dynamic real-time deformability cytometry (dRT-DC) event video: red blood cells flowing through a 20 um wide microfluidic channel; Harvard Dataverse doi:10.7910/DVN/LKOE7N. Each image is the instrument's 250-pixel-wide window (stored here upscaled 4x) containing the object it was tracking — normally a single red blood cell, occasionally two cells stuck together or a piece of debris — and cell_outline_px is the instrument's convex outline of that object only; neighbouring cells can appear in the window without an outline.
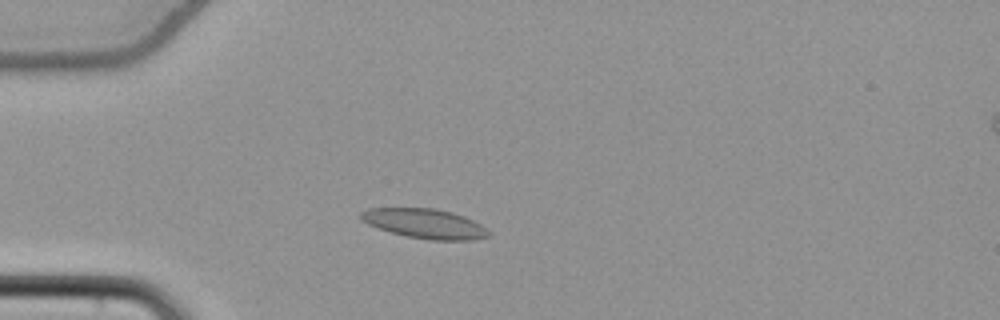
{"species": "common noctule bat (a hibernating species)", "species_latin": "Nyctalus noctula", "temperature_condition": "cold", "stored_images_in_passage": 51, "camera_frame_rate_fps": 3000, "um_per_image_px": 0.085, "animal": {"sex": "female", "body_mass_g": 22.7, "forearm_length_mm": 54.2}, "frame": {"image": 1, "passage_image": 12, "time_ms": 3.667, "image_size_px": [1000, 320], "cell_outline_px": [[488, 236], [472, 240], [432, 240], [408, 236], [392, 232], [368, 224], [360, 220], [360, 212], [368, 208], [436, 208], [452, 212], [464, 216], [480, 224], [488, 232]], "centroid_in_image_um": [36.08, 18.99], "position_along_channel_um": 48.9, "area_um2": 21.79}}
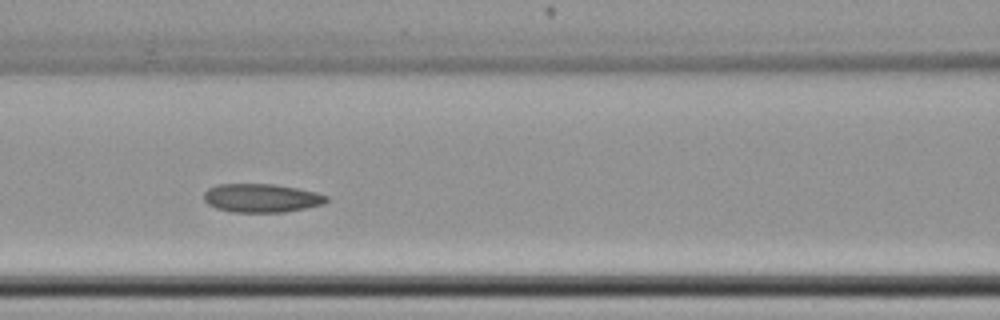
{"frame": {"image": 2, "passage_image": 21, "time_ms": 6.667, "image_size_px": [1000, 320], "cell_outline_px": [[328, 200], [324, 204], [284, 212], [232, 212], [216, 208], [208, 204], [204, 200], [204, 192], [208, 188], [216, 184], [272, 184], [296, 188], [316, 192], [328, 196]], "centroid_in_image_um": [22.2, 16.83], "position_along_channel_um": 144.4, "area_um2": 20.4}}
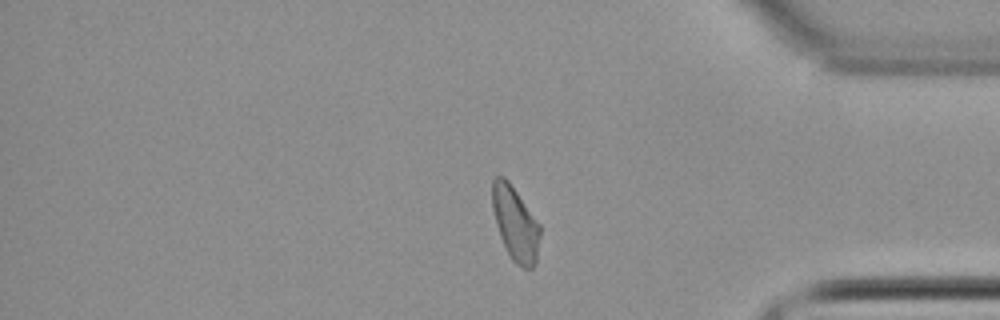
{"frame": {"image": 3, "passage_image": 42, "time_ms": 13.667, "image_size_px": [1000, 320], "cell_outline_px": [[540, 236], [536, 264], [532, 268], [524, 268], [516, 264], [512, 260], [500, 236], [496, 224], [492, 208], [492, 180], [496, 176], [504, 176], [508, 180], [540, 224]], "centroid_in_image_um": [43.8, 19.0], "position_along_channel_um": 391.4, "area_um2": 20.58}, "authors_computed_cell_mechanics": {"area_um2": 20.9236, "velocity_mm_per_s": 3.826, "shape_relaxation_time_tau1_ms": null, "shape_relaxation_time_tau2_ms": 10.6602, "deformation_change_tau1": null, "deformation_change_tau2": 0.1396}}